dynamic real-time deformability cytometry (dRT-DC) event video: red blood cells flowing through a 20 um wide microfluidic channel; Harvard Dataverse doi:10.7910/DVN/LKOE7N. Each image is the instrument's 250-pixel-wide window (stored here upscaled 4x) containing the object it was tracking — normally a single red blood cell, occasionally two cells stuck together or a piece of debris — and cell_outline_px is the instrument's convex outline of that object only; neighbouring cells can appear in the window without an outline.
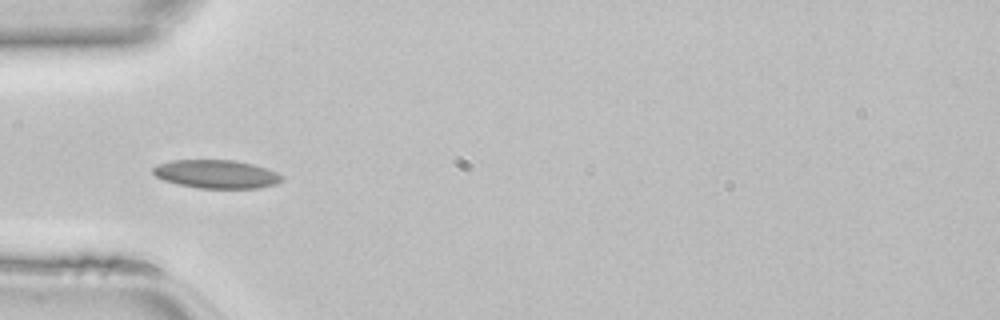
{"species": "common noctule bat (a hibernating species)", "species_latin": "Nyctalus noctula", "temperature_condition": "room temperature", "stored_images_in_passage": 34, "camera_frame_rate_fps": 3000, "um_per_image_px": 0.085, "animal": {"sex": "female", "body_mass_g": 22.7, "forearm_length_mm": 54.2}, "frame": {"image": 1, "passage_image": 10, "time_ms": 3.0, "image_size_px": [1000, 320], "cell_outline_px": [[284, 180], [276, 184], [260, 188], [196, 188], [164, 180], [156, 176], [152, 172], [152, 168], [156, 164], [172, 160], [232, 160], [252, 164], [276, 172], [284, 176]], "centroid_in_image_um": [18.39, 14.8], "position_along_channel_um": 66.6, "area_um2": 21.33}}